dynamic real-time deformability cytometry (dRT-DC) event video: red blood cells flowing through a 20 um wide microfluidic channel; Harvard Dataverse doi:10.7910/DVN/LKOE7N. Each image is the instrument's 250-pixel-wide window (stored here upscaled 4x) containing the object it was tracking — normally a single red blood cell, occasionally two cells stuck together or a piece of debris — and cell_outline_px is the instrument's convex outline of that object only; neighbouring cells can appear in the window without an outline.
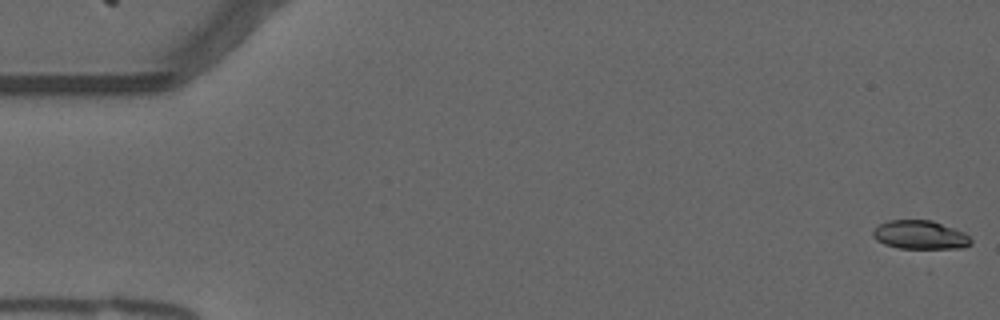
{"species": "common noctule bat (a hibernating species)", "species_latin": "Nyctalus noctula", "temperature_condition": "warm", "stored_images_in_passage": 55, "camera_frame_rate_fps": 3000, "um_per_image_px": 0.085, "animal": {"sex": "male", "forearm_length_mm": 52.5}, "frame": {"image": 1, "passage_image": 1, "time_ms": 0.0, "image_size_px": [1000, 320], "cell_outline_px": [[972, 244], [964, 248], [900, 248], [884, 244], [876, 240], [872, 236], [872, 232], [880, 224], [888, 220], [932, 220], [964, 232], [972, 240]], "centroid_in_image_um": [78.22, 19.97], "position_along_channel_um": 6.8, "area_um2": 16.36}}
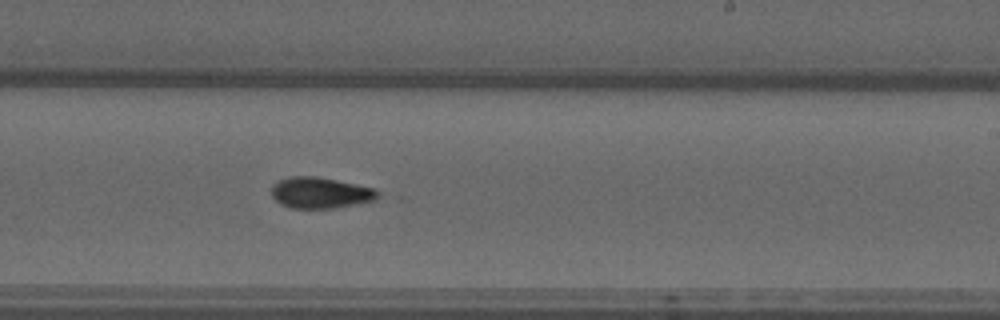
{"frame": {"image": 2, "passage_image": 33, "time_ms": 10.667, "image_size_px": [1000, 320], "cell_outline_px": [[384, 196], [376, 200], [356, 204], [332, 208], [292, 208], [280, 204], [272, 196], [272, 184], [288, 176], [316, 176], [356, 184], [372, 188]], "centroid_in_image_um": [27.24, 16.38], "position_along_channel_um": 261.8, "area_um2": 19.31}}
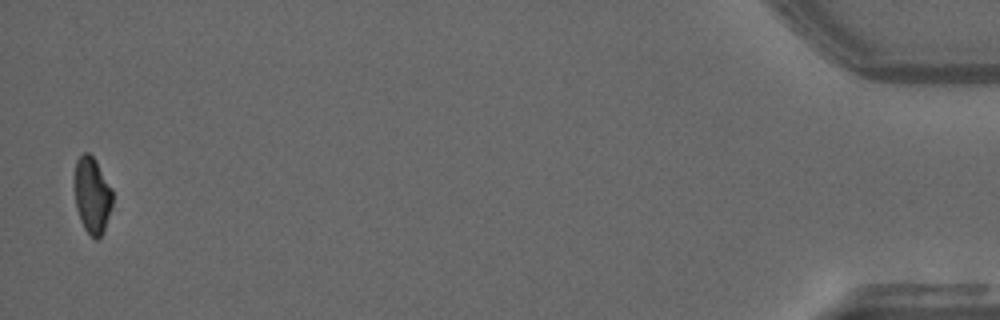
{"frame": {"image": 3, "passage_image": 54, "time_ms": 17.667, "image_size_px": [1000, 320], "cell_outline_px": [[112, 204], [104, 228], [100, 236], [96, 240], [84, 228], [80, 220], [76, 208], [76, 160], [84, 152], [88, 152], [96, 160], [112, 188]], "centroid_in_image_um": [7.85, 16.58], "position_along_channel_um": 427.4, "area_um2": 16.47}, "authors_computed_cell_mechanics": {"area_um2": 19.0162, "velocity_mm_per_s": 3.7468, "shape_relaxation_time_tau1_ms": null, "shape_relaxation_time_tau2_ms": 4.954, "deformation_change_tau1": null, "deformation_change_tau2": 0.0916}}